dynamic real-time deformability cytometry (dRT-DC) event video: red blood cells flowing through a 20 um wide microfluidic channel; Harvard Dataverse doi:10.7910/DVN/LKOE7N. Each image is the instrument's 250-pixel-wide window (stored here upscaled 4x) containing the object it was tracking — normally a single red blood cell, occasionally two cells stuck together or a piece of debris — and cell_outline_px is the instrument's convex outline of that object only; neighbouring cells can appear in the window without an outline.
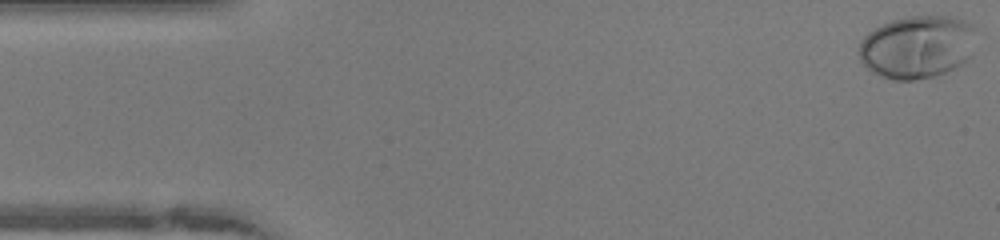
{"species": "human", "species_latin": "Homo sapiens", "temperature_condition": "warm", "stored_images_in_passage": 49, "camera_frame_rate_fps": 3000, "um_per_image_px": 0.085, "donor": {"sex": "female"}, "frame": {"image": 1, "passage_image": 1, "time_ms": 0.0, "image_size_px": [1000, 240], "cell_outline_px": [[972, 56], [960, 64], [944, 72], [932, 76], [912, 80], [892, 80], [872, 72], [860, 60], [860, 40], [868, 32], [880, 24], [892, 20], [908, 16], [952, 16], [964, 20], [972, 24]], "centroid_in_image_um": [77.92, 3.97], "position_along_channel_um": 7.1, "area_um2": 42.6}}
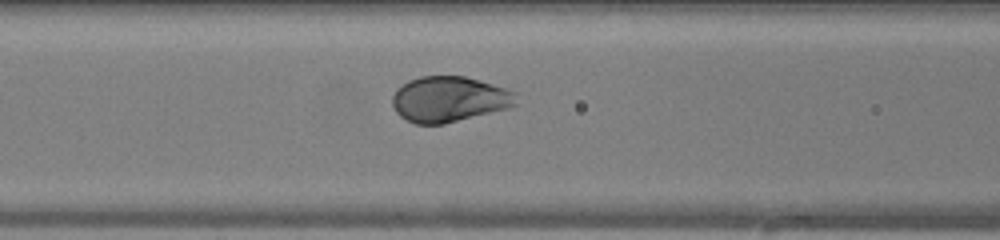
{"frame": {"image": 2, "passage_image": 19, "time_ms": 6.0, "image_size_px": [1000, 240], "cell_outline_px": [[516, 104], [508, 108], [444, 124], [416, 124], [400, 116], [396, 112], [392, 104], [392, 96], [396, 88], [408, 80], [420, 76], [464, 76], [480, 80], [508, 88], [516, 92]], "centroid_in_image_um": [38.17, 8.42], "position_along_channel_um": 128.4, "area_um2": 33.06}}
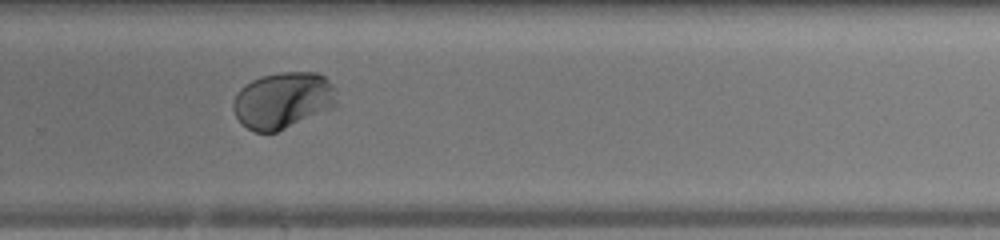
{"frame": {"image": 3, "passage_image": 32, "time_ms": 10.333, "image_size_px": [1000, 240], "cell_outline_px": [[336, 104], [332, 108], [276, 132], [256, 132], [248, 128], [236, 116], [232, 108], [232, 100], [236, 92], [244, 84], [260, 76], [280, 72], [320, 72], [336, 88]], "centroid_in_image_um": [24.04, 8.5], "position_along_channel_um": 305.8, "area_um2": 34.16}, "authors_computed_cell_mechanics": {"area_um2": 34.5066, "velocity_mm_per_s": 4.0999, "shape_relaxation_time_tau1_ms": 2.2013, "shape_relaxation_time_tau2_ms": null, "deformation_change_tau1": 0.1693, "deformation_change_tau2": null}}